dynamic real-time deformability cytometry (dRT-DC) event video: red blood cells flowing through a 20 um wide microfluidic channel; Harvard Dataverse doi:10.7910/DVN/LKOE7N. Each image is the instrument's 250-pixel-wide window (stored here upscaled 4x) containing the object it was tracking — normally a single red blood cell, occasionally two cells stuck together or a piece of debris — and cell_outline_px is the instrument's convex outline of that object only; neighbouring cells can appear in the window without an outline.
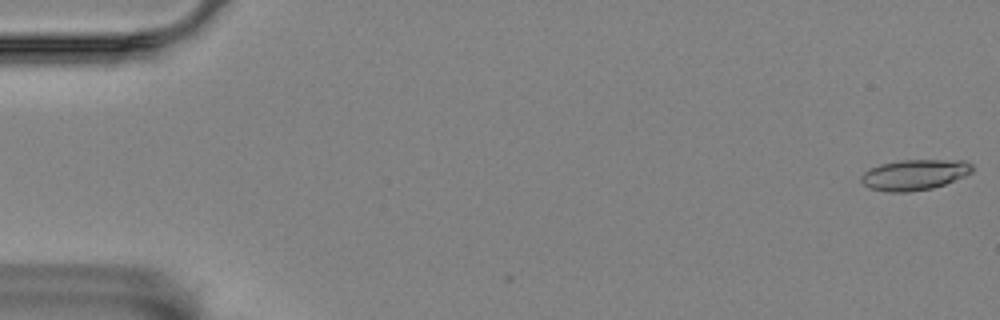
{"species": "Egyptian fruit bat (a non-hibernating species)", "species_latin": "Rousettus aegyptiacus", "temperature_condition": "room temperature", "stored_images_in_passage": 3, "camera_frame_rate_fps": 3000, "um_per_image_px": 0.085, "animal": {"sex": "female"}, "frame": {"image": 1, "passage_image": 1, "time_ms": 0.0, "image_size_px": [1000, 320], "cell_outline_px": [[972, 172], [964, 176], [944, 184], [932, 188], [908, 192], [888, 192], [868, 188], [860, 180], [860, 176], [868, 168], [880, 164], [900, 160], [964, 160], [972, 164]], "centroid_in_image_um": [77.69, 14.85], "position_along_channel_um": 7.3, "area_um2": 19.88}}